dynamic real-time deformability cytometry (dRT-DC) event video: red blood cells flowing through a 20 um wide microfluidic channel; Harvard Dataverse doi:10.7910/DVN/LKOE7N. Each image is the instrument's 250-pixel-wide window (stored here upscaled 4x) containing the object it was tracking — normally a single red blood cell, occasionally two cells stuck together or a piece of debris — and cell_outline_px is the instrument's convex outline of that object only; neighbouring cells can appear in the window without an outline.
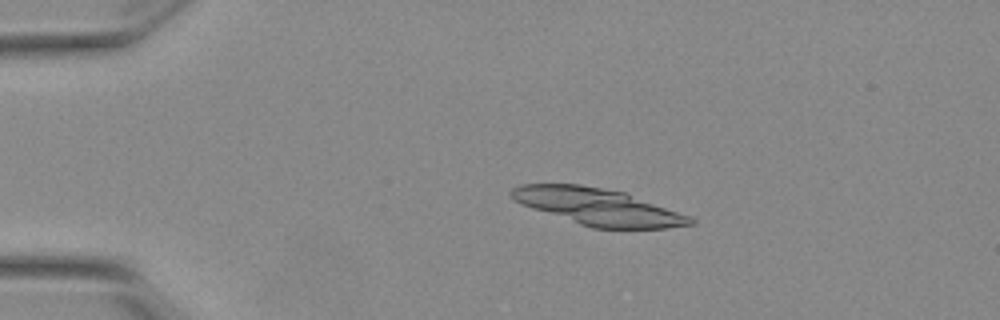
{"species": "Egyptian fruit bat (a non-hibernating species)", "species_latin": "Rousettus aegyptiacus", "temperature_condition": "warm", "stored_images_in_passage": 29, "segment_of_instrument_passage": [1, 2], "camera_frame_rate_fps": 3000, "um_per_image_px": 0.085, "animal": {"sex": "female"}, "frame": {"image": 1, "passage_image": 11, "time_ms": 3.333, "image_size_px": [1000, 320], "cell_outline_px": [[696, 224], [664, 228], [592, 228], [532, 208], [516, 200], [508, 192], [512, 188], [520, 184], [580, 184], [624, 192], [692, 216], [696, 220]], "centroid_in_image_um": [50.88, 17.57], "position_along_channel_um": 34.1, "area_um2": 37.97}}